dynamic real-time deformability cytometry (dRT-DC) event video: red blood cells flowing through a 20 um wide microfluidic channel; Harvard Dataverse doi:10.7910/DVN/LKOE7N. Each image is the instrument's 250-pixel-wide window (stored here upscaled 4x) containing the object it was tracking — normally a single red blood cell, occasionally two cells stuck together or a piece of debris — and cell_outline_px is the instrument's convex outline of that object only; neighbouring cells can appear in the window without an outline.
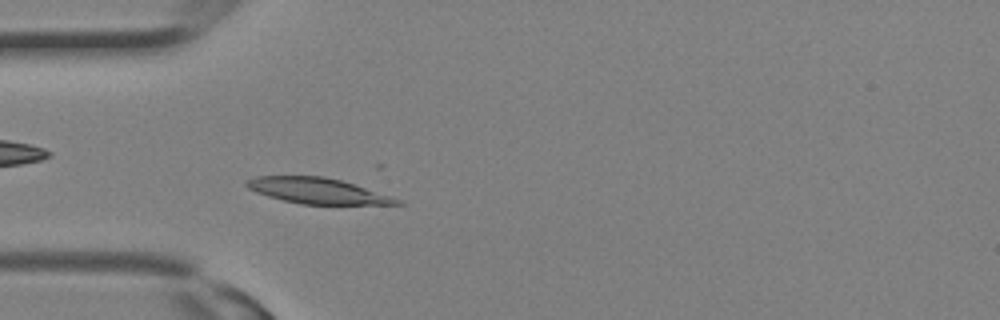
{"species": "Egyptian fruit bat (a non-hibernating species)", "species_latin": "Rousettus aegyptiacus", "temperature_condition": "room temperature", "stored_images_in_passage": 18, "camera_frame_rate_fps": 3000, "um_per_image_px": 0.085, "animal": {"sex": "female"}, "frame": {"image": 1, "passage_image": 7, "time_ms": 2.0, "image_size_px": [1000, 320], "cell_outline_px": [[408, 204], [300, 204], [268, 196], [256, 192], [248, 188], [244, 184], [244, 180], [256, 176], [324, 176], [340, 180], [392, 196]], "centroid_in_image_um": [26.95, 16.21], "position_along_channel_um": 58.1, "area_um2": 22.37}}
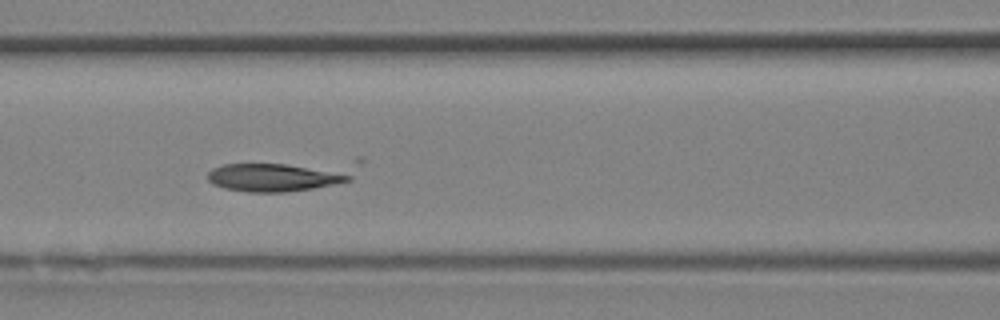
{"frame": {"image": 2, "passage_image": 11, "time_ms": 3.333, "image_size_px": [1000, 320], "cell_outline_px": [[352, 180], [312, 188], [284, 192], [248, 192], [224, 188], [212, 184], [208, 180], [208, 172], [212, 168], [224, 164], [284, 164], [352, 172]], "centroid_in_image_um": [23.28, 15.08], "position_along_channel_um": 143.3, "area_um2": 22.95}}
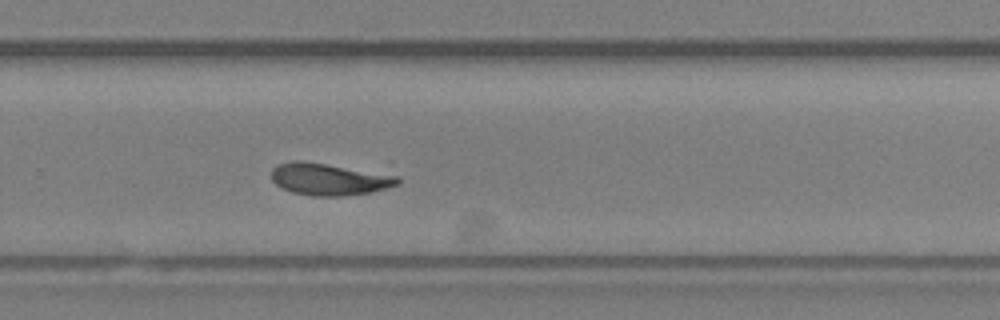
{"frame": {"image": 3, "passage_image": 18, "time_ms": 5.667, "image_size_px": [1000, 320], "cell_outline_px": [[400, 184], [368, 192], [340, 196], [312, 196], [292, 192], [276, 184], [272, 180], [272, 168], [276, 164], [292, 160], [392, 160], [400, 180]], "centroid_in_image_um": [28.47, 15.01], "position_along_channel_um": 301.3, "area_um2": 28.44}}